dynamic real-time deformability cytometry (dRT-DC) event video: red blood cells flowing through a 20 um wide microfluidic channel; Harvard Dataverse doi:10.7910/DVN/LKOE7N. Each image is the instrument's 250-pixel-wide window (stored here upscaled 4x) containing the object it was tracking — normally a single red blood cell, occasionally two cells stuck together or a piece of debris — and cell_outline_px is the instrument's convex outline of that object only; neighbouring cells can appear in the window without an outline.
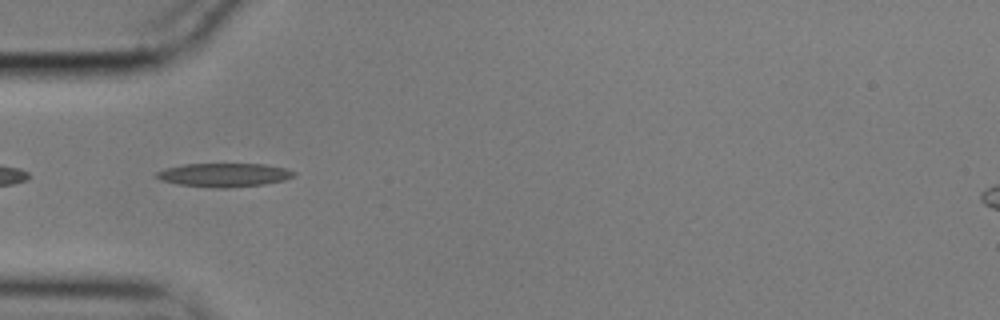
{"species": "common noctule bat (a hibernating species)", "species_latin": "Nyctalus noctula", "temperature_condition": "cold", "stored_images_in_passage": 41, "camera_frame_rate_fps": 3000, "um_per_image_px": 0.085, "animal": {"sex": "male", "body_mass_g": 17.9}, "frame": {"image": 1, "passage_image": 2, "time_ms": 0.333, "image_size_px": [1000, 320], "cell_outline_px": [[296, 176], [284, 180], [264, 184], [228, 188], [216, 188], [180, 184], [160, 180], [156, 176], [156, 172], [168, 168], [184, 164], [264, 164], [284, 168], [296, 172]], "centroid_in_image_um": [19.08, 14.87], "position_along_channel_um": 65.9, "area_um2": 18.79}}
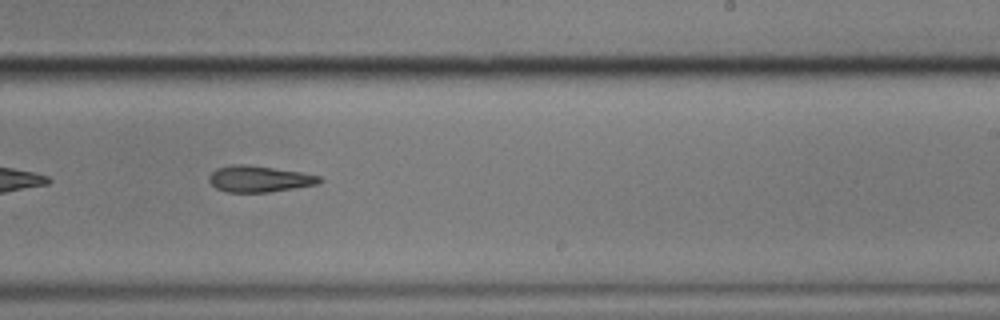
{"frame": {"image": 2, "passage_image": 19, "time_ms": 6.0, "image_size_px": [1000, 320], "cell_outline_px": [[324, 180], [316, 184], [268, 192], [224, 192], [216, 188], [208, 180], [208, 176], [216, 168], [232, 164], [244, 164], [300, 172], [320, 176]], "centroid_in_image_um": [21.98, 15.2], "position_along_channel_um": 267.0, "area_um2": 16.76}}
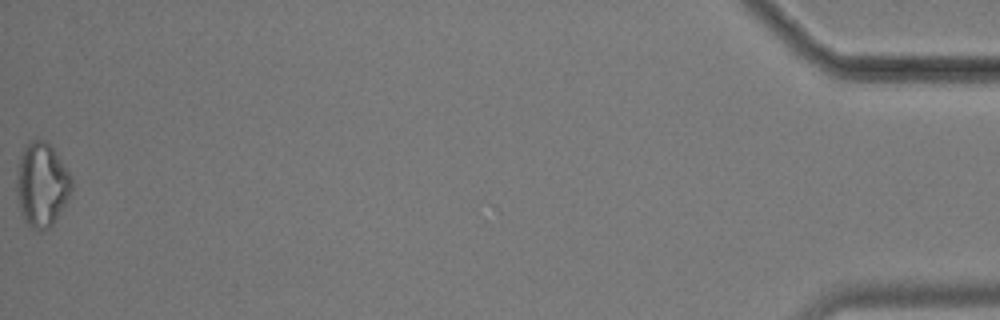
{"frame": {"image": 3, "passage_image": 41, "time_ms": 13.333, "image_size_px": [1000, 320], "cell_outline_px": [[72, 188], [64, 204], [52, 224], [48, 228], [40, 232], [28, 228], [20, 212], [16, 192], [16, 168], [20, 156], [24, 148], [32, 140], [44, 140], [52, 148], [72, 176]], "centroid_in_image_um": [3.51, 15.73], "position_along_channel_um": 431.7, "area_um2": 26.93}, "authors_computed_cell_mechanics": {"area_um2": 17.8024, "velocity_mm_per_s": 3.5527, "shape_relaxation_time_tau1_ms": 5.8686, "shape_relaxation_time_tau2_ms": 7.0507, "deformation_change_tau1": 0.1249, "deformation_change_tau2": 0.1755}}